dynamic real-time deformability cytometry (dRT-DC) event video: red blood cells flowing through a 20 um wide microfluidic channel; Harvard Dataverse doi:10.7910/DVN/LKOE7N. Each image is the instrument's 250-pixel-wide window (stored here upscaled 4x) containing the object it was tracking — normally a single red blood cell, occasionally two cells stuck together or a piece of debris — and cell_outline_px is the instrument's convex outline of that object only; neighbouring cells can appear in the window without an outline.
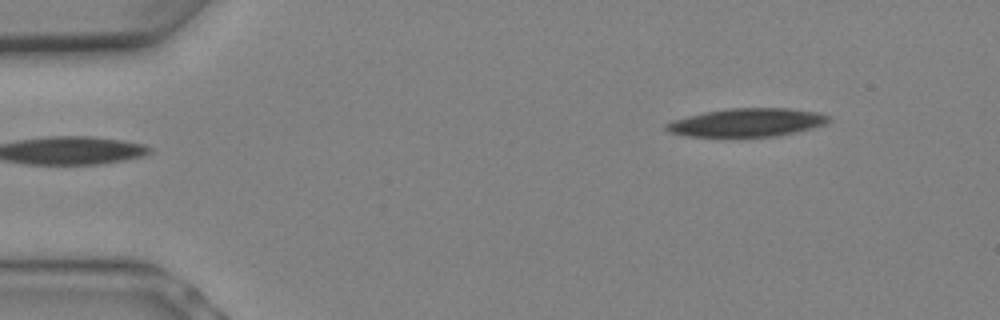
{"species": "Egyptian fruit bat (a non-hibernating species)", "species_latin": "Rousettus aegyptiacus", "temperature_condition": "warm", "stored_images_in_passage": 4, "segment_of_instrument_passage": [2, 2], "camera_frame_rate_fps": 3000, "um_per_image_px": 0.085, "animal": {"sex": "female"}, "frame": {"image": 1, "passage_image": 4, "time_ms": 1.0, "image_size_px": [1000, 320], "cell_outline_px": [[832, 120], [824, 124], [812, 128], [776, 136], [740, 140], [724, 140], [688, 136], [668, 132], [664, 128], [664, 124], [672, 120], [704, 112], [732, 108], [788, 108], [816, 112], [828, 116]], "centroid_in_image_um": [63.4, 10.48], "position_along_channel_um": 21.6, "area_um2": 28.03}}